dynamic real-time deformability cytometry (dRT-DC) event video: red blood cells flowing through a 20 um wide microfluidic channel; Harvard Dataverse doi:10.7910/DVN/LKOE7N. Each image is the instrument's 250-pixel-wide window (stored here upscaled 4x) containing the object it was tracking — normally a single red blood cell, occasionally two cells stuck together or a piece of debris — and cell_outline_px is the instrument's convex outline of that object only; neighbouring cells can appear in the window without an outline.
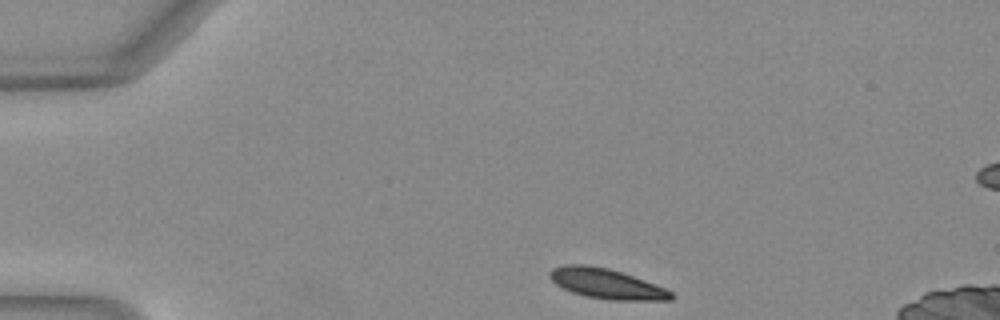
{"species": "Egyptian fruit bat (a non-hibernating species)", "species_latin": "Rousettus aegyptiacus", "temperature_condition": "warm", "stored_images_in_passage": 43, "camera_frame_rate_fps": 3000, "um_per_image_px": 0.085, "animal": {"sex": "female"}, "frame": {"image": 1, "passage_image": 1, "time_ms": 0.0, "image_size_px": [1000, 320], "cell_outline_px": [[676, 296], [672, 300], [608, 300], [584, 296], [572, 292], [556, 284], [548, 276], [548, 272], [552, 268], [564, 264], [588, 264], [608, 268], [644, 280], [664, 288], [672, 292]], "centroid_in_image_um": [51.52, 24.11], "position_along_channel_um": 33.5, "area_um2": 21.33}}
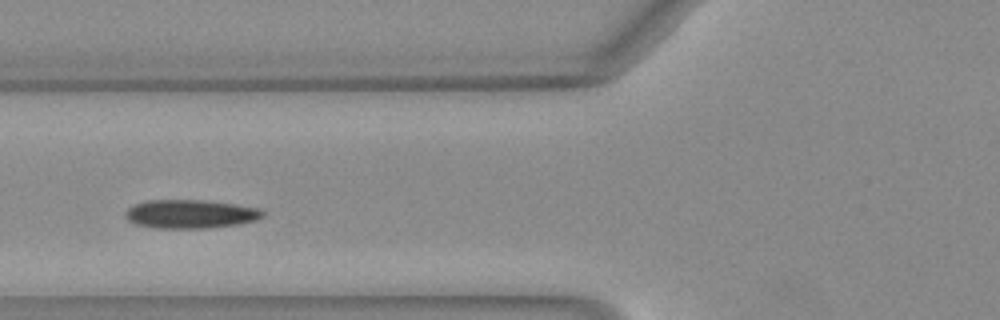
{"frame": {"image": 2, "passage_image": 11, "time_ms": 3.333, "image_size_px": [1000, 320], "cell_outline_px": [[264, 216], [256, 220], [236, 224], [208, 228], [156, 228], [136, 224], [128, 220], [124, 216], [124, 212], [132, 204], [148, 200], [204, 200], [236, 204], [260, 208], [264, 212]], "centroid_in_image_um": [16.16, 18.18], "position_along_channel_um": 109.6, "area_um2": 23.06}}
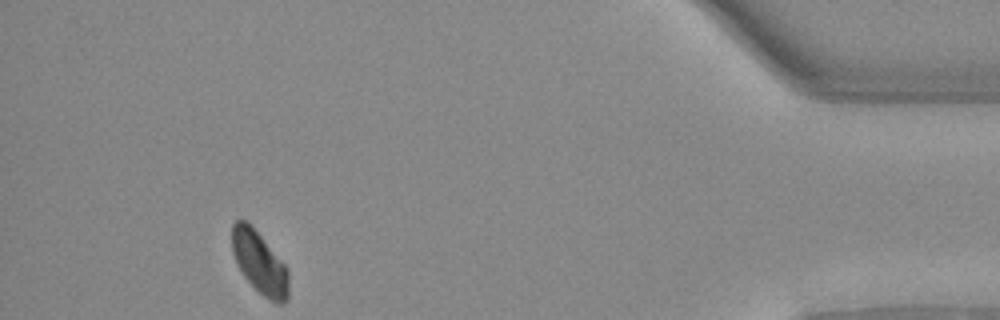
{"frame": {"image": 3, "passage_image": 38, "time_ms": 12.333, "image_size_px": [1000, 320], "cell_outline_px": [[288, 300], [284, 304], [276, 304], [268, 300], [244, 276], [236, 264], [232, 252], [232, 224], [236, 220], [244, 220], [260, 236], [288, 268]], "centroid_in_image_um": [22.07, 22.37], "position_along_channel_um": 413.1, "area_um2": 20.29}, "authors_computed_cell_mechanics": {"area_um2": 22.0218, "velocity_mm_per_s": 4.0272, "shape_relaxation_time_tau1_ms": 3.2192, "shape_relaxation_time_tau2_ms": null, "deformation_change_tau1": 0.0878, "deformation_change_tau2": null}}